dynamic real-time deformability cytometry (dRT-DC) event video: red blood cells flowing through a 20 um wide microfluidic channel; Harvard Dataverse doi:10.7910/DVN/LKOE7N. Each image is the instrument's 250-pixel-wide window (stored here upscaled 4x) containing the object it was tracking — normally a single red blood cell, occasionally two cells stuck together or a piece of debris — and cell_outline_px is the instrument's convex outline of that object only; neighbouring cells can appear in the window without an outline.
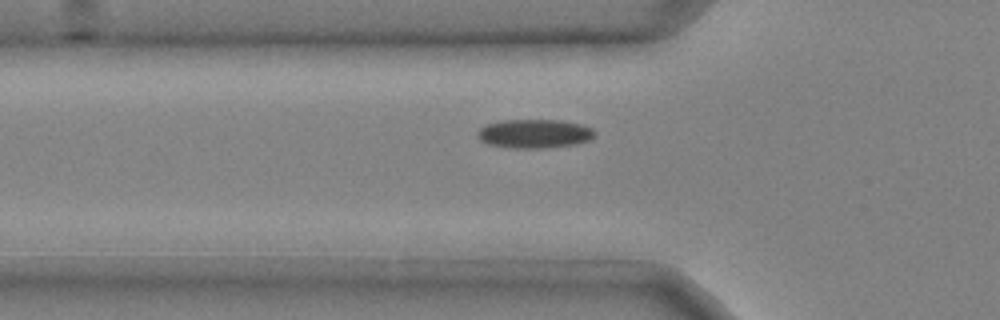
{"species": "common noctule bat (a hibernating species)", "species_latin": "Nyctalus noctula", "temperature_condition": "cold", "stored_images_in_passage": 30, "camera_frame_rate_fps": 3000, "um_per_image_px": 0.085, "animal": {"sex": "male", "body_mass_g": 20.4}, "frame": {"image": 1, "passage_image": 3, "time_ms": 0.667, "image_size_px": [1000, 320], "cell_outline_px": [[596, 132], [588, 140], [576, 144], [544, 148], [512, 148], [488, 144], [480, 140], [476, 136], [476, 132], [480, 128], [488, 124], [500, 120], [560, 120], [580, 124], [592, 128]], "centroid_in_image_um": [45.39, 11.36], "position_along_channel_um": 80.4, "area_um2": 19.71}}
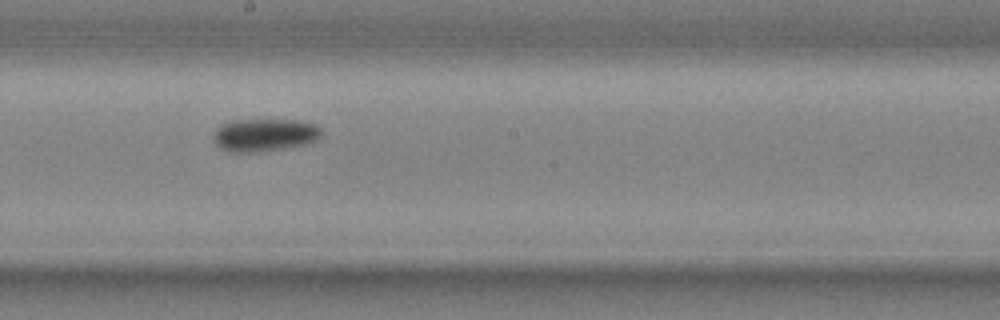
{"frame": {"image": 2, "passage_image": 14, "time_ms": 4.333, "image_size_px": [1000, 320], "cell_outline_px": [[320, 136], [316, 140], [304, 144], [284, 148], [260, 152], [228, 152], [220, 148], [216, 144], [216, 128], [220, 124], [236, 120], [296, 120], [316, 124], [320, 128]], "centroid_in_image_um": [22.48, 11.47], "position_along_channel_um": 225.7, "area_um2": 20.4}}
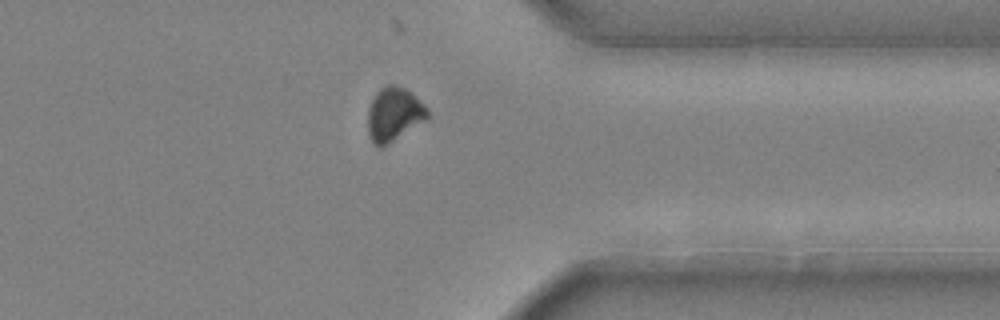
{"frame": {"image": 3, "passage_image": 26, "time_ms": 8.333, "image_size_px": [1000, 320], "cell_outline_px": [[428, 116], [424, 120], [388, 144], [380, 148], [376, 148], [372, 144], [368, 136], [368, 108], [376, 92], [380, 88], [388, 84], [396, 84], [404, 88], [424, 104], [428, 108]], "centroid_in_image_um": [33.43, 9.73], "position_along_channel_um": 378.0, "area_um2": 18.61}}